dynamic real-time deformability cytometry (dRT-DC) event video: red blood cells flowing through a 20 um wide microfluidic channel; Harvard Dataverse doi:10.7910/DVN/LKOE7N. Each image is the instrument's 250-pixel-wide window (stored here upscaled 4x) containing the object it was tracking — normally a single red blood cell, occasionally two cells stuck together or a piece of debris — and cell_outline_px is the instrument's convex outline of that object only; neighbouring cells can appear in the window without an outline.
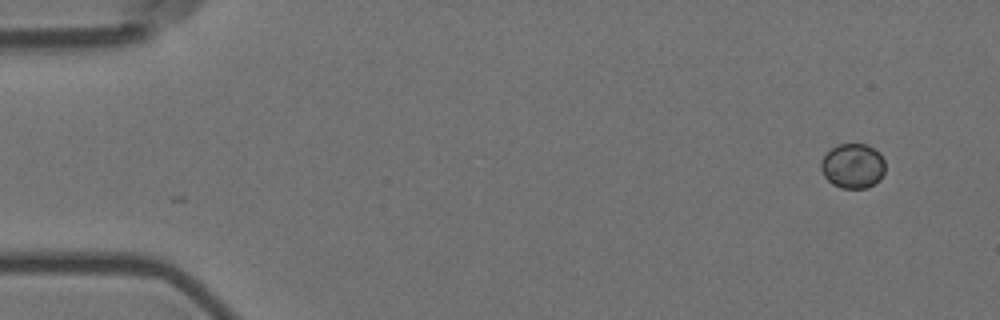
{"species": "Egyptian fruit bat (a non-hibernating species)", "species_latin": "Rousettus aegyptiacus", "temperature_condition": "room temperature", "stored_images_in_passage": 54, "camera_frame_rate_fps": 3000, "um_per_image_px": 0.085, "animal": {"sex": "female"}, "frame": {"image": 1, "passage_image": 1, "time_ms": 0.0, "image_size_px": [1000, 320], "cell_outline_px": [[884, 172], [880, 180], [864, 188], [840, 188], [832, 184], [824, 176], [820, 168], [820, 160], [832, 148], [840, 144], [868, 144], [880, 152], [884, 160]], "centroid_in_image_um": [72.49, 14.1], "position_along_channel_um": 12.5, "area_um2": 16.82}}
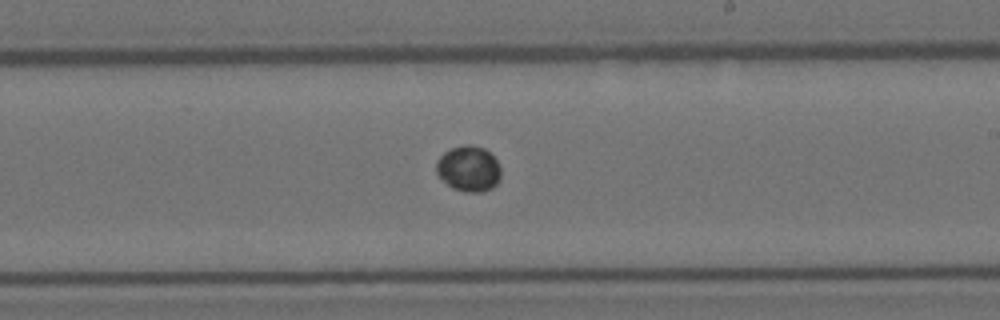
{"frame": {"image": 2, "passage_image": 31, "time_ms": 10.0, "image_size_px": [1000, 320], "cell_outline_px": [[500, 180], [492, 188], [480, 192], [464, 192], [452, 188], [436, 172], [436, 160], [444, 152], [452, 148], [464, 144], [472, 144], [484, 148], [496, 160], [500, 168]], "centroid_in_image_um": [39.83, 14.33], "position_along_channel_um": 249.2, "area_um2": 17.17}}
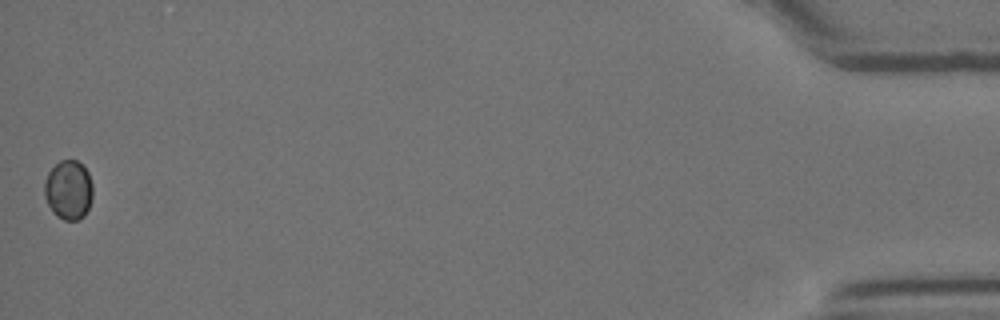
{"frame": {"image": 3, "passage_image": 54, "time_ms": 17.667, "image_size_px": [1000, 320], "cell_outline_px": [[92, 196], [88, 208], [84, 216], [80, 220], [64, 220], [56, 216], [52, 212], [44, 196], [44, 184], [48, 172], [60, 160], [76, 160], [88, 172], [92, 184]], "centroid_in_image_um": [5.81, 16.16], "position_along_channel_um": 429.4, "area_um2": 16.7}}